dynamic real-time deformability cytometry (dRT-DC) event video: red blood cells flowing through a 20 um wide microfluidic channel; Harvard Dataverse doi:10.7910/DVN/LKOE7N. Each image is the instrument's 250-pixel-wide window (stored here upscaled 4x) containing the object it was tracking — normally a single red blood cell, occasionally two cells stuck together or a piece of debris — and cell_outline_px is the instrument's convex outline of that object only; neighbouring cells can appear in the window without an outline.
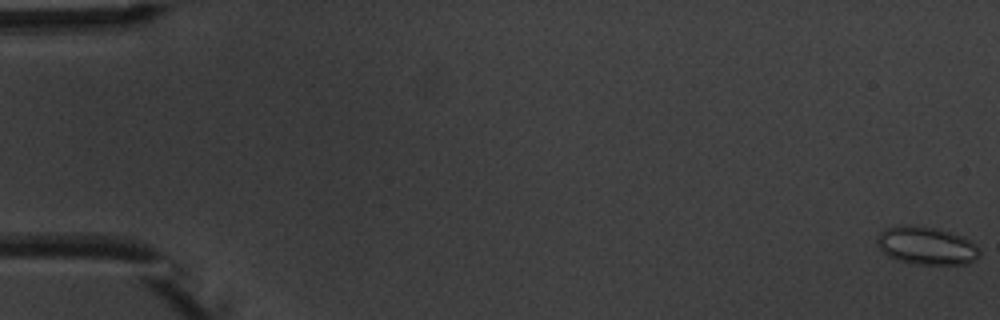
{"species": "common noctule bat (a hibernating species)", "species_latin": "Nyctalus noctula", "temperature_condition": "warm", "stored_images_in_passage": 5, "camera_frame_rate_fps": 3000, "um_per_image_px": 0.085, "animal": {"sex": "male", "body_mass_g": 20.1, "forearm_length_mm": 53.5}, "frame": {"image": 1, "passage_image": 1, "time_ms": 0.0, "image_size_px": [1000, 320], "cell_outline_px": [[980, 256], [976, 260], [964, 264], [912, 264], [888, 256], [876, 244], [876, 236], [884, 228], [892, 224], [904, 224], [936, 228], [964, 236], [976, 244], [980, 248]], "centroid_in_image_um": [78.74, 20.86], "position_along_channel_um": 6.3, "area_um2": 23.12}}
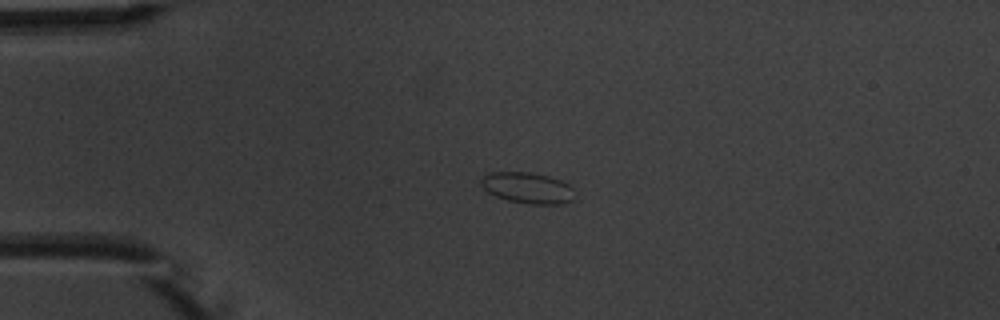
{"frame": {"image": 2, "passage_image": 4, "time_ms": 4.333, "image_size_px": [1000, 320], "cell_outline_px": [[576, 200], [564, 204], [528, 204], [508, 200], [496, 196], [488, 192], [480, 184], [480, 180], [484, 176], [492, 172], [528, 172], [548, 176], [560, 180], [568, 184], [572, 188]], "centroid_in_image_um": [44.88, 15.98], "position_along_channel_um": 40.1, "area_um2": 16.99}}